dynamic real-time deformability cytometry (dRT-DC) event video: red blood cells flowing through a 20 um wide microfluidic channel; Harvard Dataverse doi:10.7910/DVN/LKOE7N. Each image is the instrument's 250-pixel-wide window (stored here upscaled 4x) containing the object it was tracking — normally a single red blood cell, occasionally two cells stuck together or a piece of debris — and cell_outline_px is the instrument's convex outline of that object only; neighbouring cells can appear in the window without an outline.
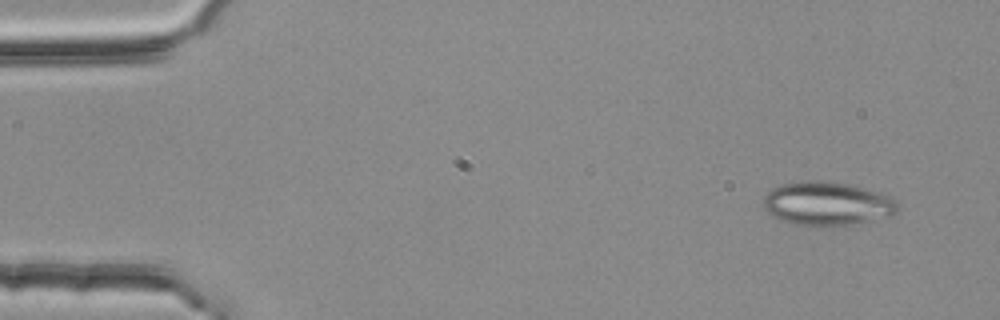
{"species": "common noctule bat (a hibernating species)", "species_latin": "Nyctalus noctula", "temperature_condition": "room temperature", "stored_images_in_passage": 52, "camera_frame_rate_fps": 3000, "um_per_image_px": 0.085, "animal": {"sex": "female", "body_mass_g": 25.1}, "frame": {"image": 1, "passage_image": 2, "time_ms": 0.333, "image_size_px": [1000, 320], "cell_outline_px": [[896, 212], [888, 216], [852, 224], [828, 228], [796, 224], [780, 220], [772, 216], [764, 208], [764, 196], [772, 188], [780, 184], [800, 180], [820, 180], [848, 184], [876, 192], [888, 196], [896, 200]], "centroid_in_image_um": [70.23, 17.32], "position_along_channel_um": 14.8, "area_um2": 34.28}}
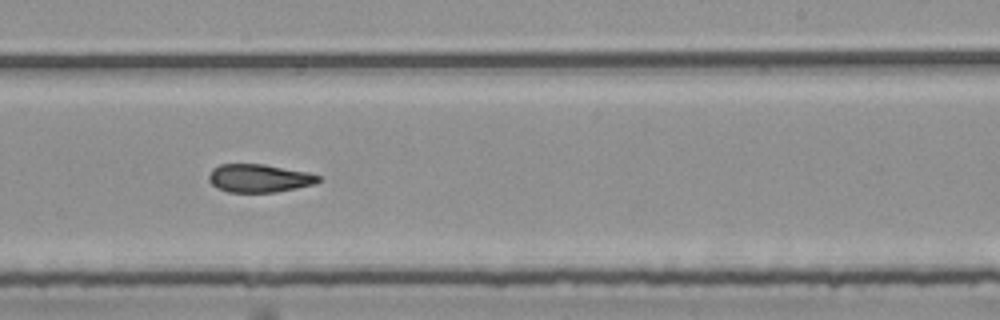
{"frame": {"image": 2, "passage_image": 31, "time_ms": 10.0, "image_size_px": [1000, 320], "cell_outline_px": [[324, 180], [316, 184], [276, 192], [228, 192], [216, 188], [212, 184], [208, 176], [212, 168], [220, 164], [264, 164], [308, 172], [320, 176]], "centroid_in_image_um": [22.06, 15.15], "position_along_channel_um": 266.9, "area_um2": 18.15}}
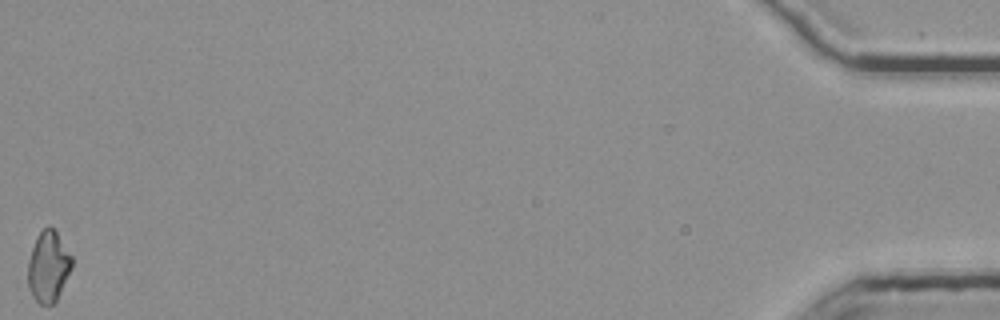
{"frame": {"image": 3, "passage_image": 52, "time_ms": 17.0, "image_size_px": [1000, 320], "cell_outline_px": [[72, 268], [56, 300], [52, 304], [40, 304], [32, 296], [28, 288], [28, 260], [36, 236], [44, 228], [52, 228], [56, 232], [72, 256]], "centroid_in_image_um": [4.1, 22.67], "position_along_channel_um": 431.1, "area_um2": 17.92}, "authors_computed_cell_mechanics": {"area_um2": 18.7272, "velocity_mm_per_s": 3.783, "shape_relaxation_time_tau1_ms": null, "shape_relaxation_time_tau2_ms": 6.0856, "deformation_change_tau1": null, "deformation_change_tau2": 0.1715}}